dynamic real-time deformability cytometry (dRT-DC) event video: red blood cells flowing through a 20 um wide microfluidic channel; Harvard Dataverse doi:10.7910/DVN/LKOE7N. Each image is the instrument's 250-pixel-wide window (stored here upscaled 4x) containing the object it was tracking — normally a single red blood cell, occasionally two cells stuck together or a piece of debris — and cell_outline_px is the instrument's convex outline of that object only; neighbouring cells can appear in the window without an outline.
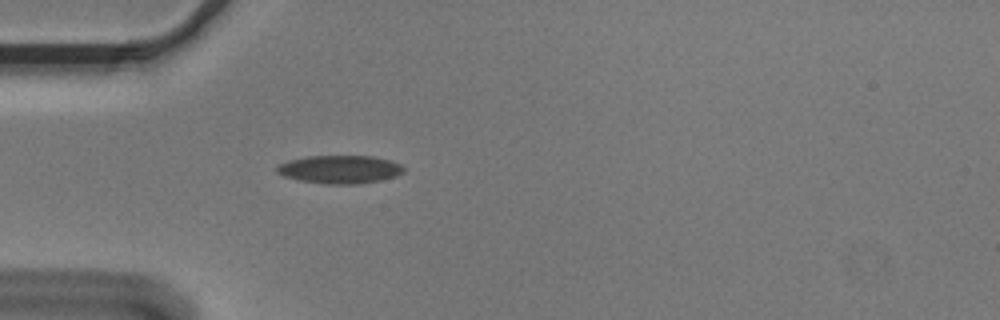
{"species": "Egyptian fruit bat (a non-hibernating species)", "species_latin": "Rousettus aegyptiacus", "temperature_condition": "cold", "stored_images_in_passage": 5, "camera_frame_rate_fps": 3000, "um_per_image_px": 0.085, "animal": {"sex": "male"}, "frame": {"image": 1, "passage_image": 5, "time_ms": 1.333, "image_size_px": [1000, 320], "cell_outline_px": [[404, 172], [396, 176], [380, 180], [360, 184], [324, 184], [300, 180], [284, 176], [276, 172], [276, 168], [280, 164], [288, 160], [308, 156], [372, 156], [388, 160], [400, 164], [404, 168]], "centroid_in_image_um": [28.88, 14.4], "position_along_channel_um": 56.1, "area_um2": 20.75}}